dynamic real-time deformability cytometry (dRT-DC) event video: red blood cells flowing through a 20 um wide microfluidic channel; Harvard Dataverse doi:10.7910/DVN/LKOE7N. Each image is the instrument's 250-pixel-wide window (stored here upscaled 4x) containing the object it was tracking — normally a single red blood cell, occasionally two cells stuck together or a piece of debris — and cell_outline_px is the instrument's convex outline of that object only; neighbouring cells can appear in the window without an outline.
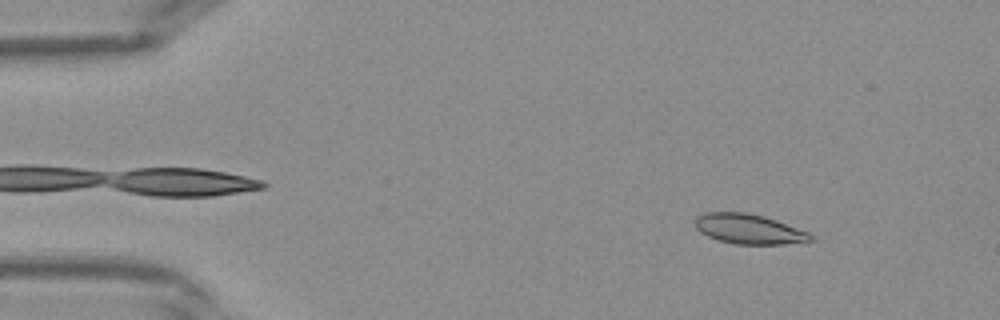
{"species": "Egyptian fruit bat (a non-hibernating species)", "species_latin": "Rousettus aegyptiacus", "temperature_condition": "warm", "stored_images_in_passage": 41, "camera_frame_rate_fps": 3000, "um_per_image_px": 0.085, "frame": {"image": 1, "passage_image": 5, "time_ms": 1.333, "image_size_px": [1000, 320], "cell_outline_px": [[816, 240], [784, 244], [736, 244], [720, 240], [708, 236], [700, 232], [696, 228], [696, 216], [708, 212], [748, 212], [764, 216], [776, 220], [808, 232], [816, 236]], "centroid_in_image_um": [63.7, 19.46], "position_along_channel_um": 21.3, "area_um2": 20.11}}
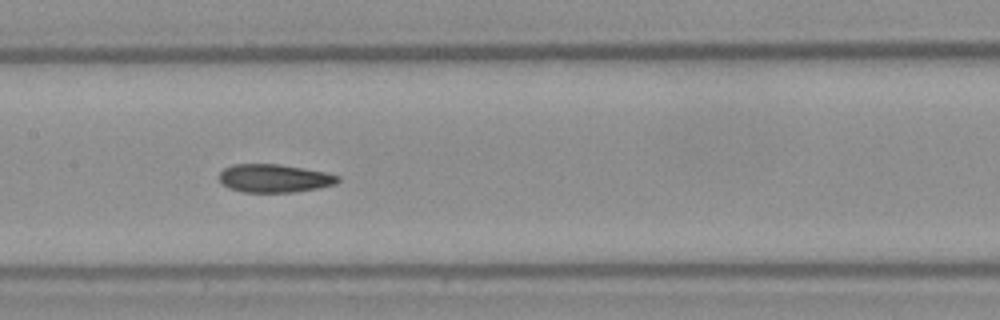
{"frame": {"image": 2, "passage_image": 20, "time_ms": 6.333, "image_size_px": [1000, 320], "cell_outline_px": [[340, 180], [336, 184], [320, 188], [292, 192], [244, 192], [228, 188], [220, 180], [220, 172], [224, 168], [232, 164], [280, 164], [324, 172], [340, 176]], "centroid_in_image_um": [23.33, 15.15], "position_along_channel_um": 184.1, "area_um2": 19.48}}
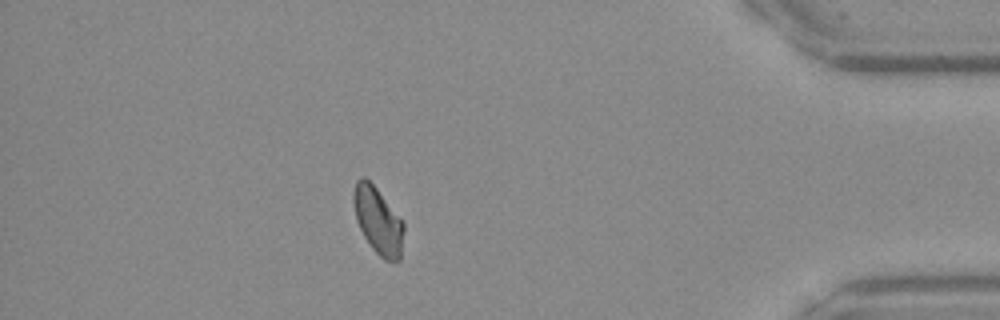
{"frame": {"image": 3, "passage_image": 36, "time_ms": 11.667, "image_size_px": [1000, 320], "cell_outline_px": [[404, 228], [400, 260], [384, 260], [372, 248], [364, 236], [356, 220], [352, 200], [352, 192], [356, 180], [360, 176], [364, 176], [376, 188], [404, 224]], "centroid_in_image_um": [32.09, 18.73], "position_along_channel_um": 403.1, "area_um2": 19.31}}